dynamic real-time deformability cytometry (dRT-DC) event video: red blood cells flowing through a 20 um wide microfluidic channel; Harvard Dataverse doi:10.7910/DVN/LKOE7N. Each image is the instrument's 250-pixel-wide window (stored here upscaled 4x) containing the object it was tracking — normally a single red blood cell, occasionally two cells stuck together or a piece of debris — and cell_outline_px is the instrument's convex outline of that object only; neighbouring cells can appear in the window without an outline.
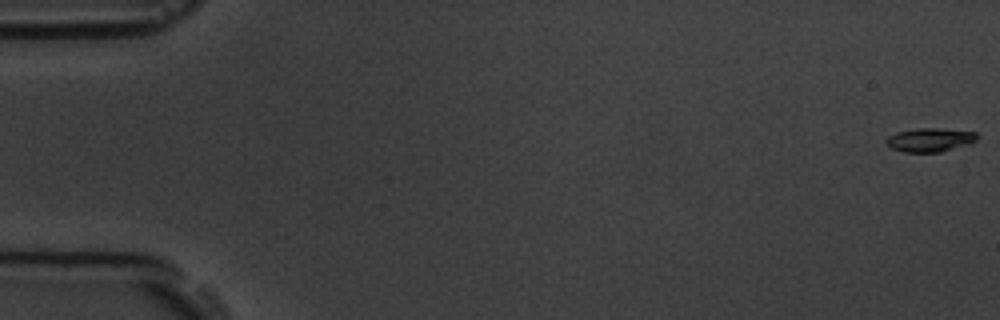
{"species": "common noctule bat (a hibernating species)", "species_latin": "Nyctalus noctula", "temperature_condition": "room temperature", "stored_images_in_passage": 5, "camera_frame_rate_fps": 3000, "um_per_image_px": 0.085, "animal": {"sex": "male", "body_mass_g": 19.5, "forearm_length_mm": 54.6}, "frame": {"image": 1, "passage_image": 1, "time_ms": 0.0, "image_size_px": [1000, 320], "cell_outline_px": [[980, 136], [972, 144], [940, 152], [904, 152], [892, 148], [888, 144], [888, 136], [896, 132], [916, 128], [940, 128], [976, 132]], "centroid_in_image_um": [79.12, 11.88], "position_along_channel_um": 5.9, "area_um2": 12.66}}